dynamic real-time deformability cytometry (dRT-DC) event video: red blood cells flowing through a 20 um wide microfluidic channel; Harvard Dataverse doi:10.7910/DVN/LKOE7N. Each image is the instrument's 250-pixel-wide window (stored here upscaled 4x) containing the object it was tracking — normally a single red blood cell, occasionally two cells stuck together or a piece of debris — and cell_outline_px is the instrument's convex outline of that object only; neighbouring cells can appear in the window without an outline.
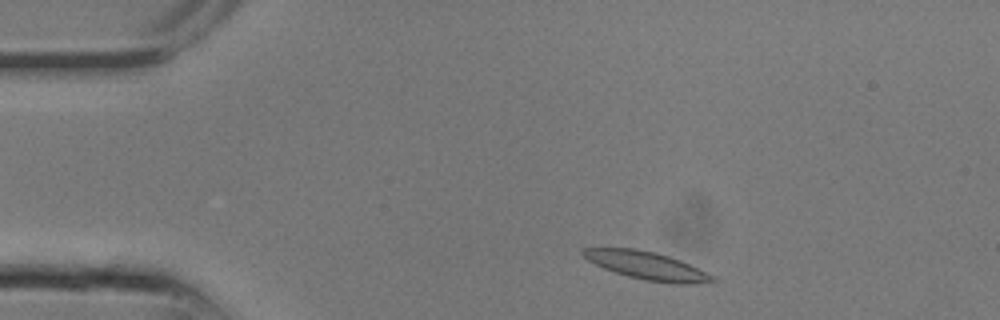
{"species": "common noctule bat (a hibernating species)", "species_latin": "Nyctalus noctula", "temperature_condition": "room temperature", "stored_images_in_passage": 10, "camera_frame_rate_fps": 3000, "um_per_image_px": 0.085, "animal": {"sex": "male", "body_mass_g": 13.3}, "frame": {"image": 1, "passage_image": 2, "time_ms": 0.333, "image_size_px": [1000, 320], "cell_outline_px": [[716, 280], [692, 284], [672, 284], [644, 280], [628, 276], [604, 268], [588, 260], [580, 252], [584, 248], [632, 248], [656, 252], [680, 260], [712, 276]], "centroid_in_image_um": [54.94, 22.57], "position_along_channel_um": 30.1, "area_um2": 20.63}}
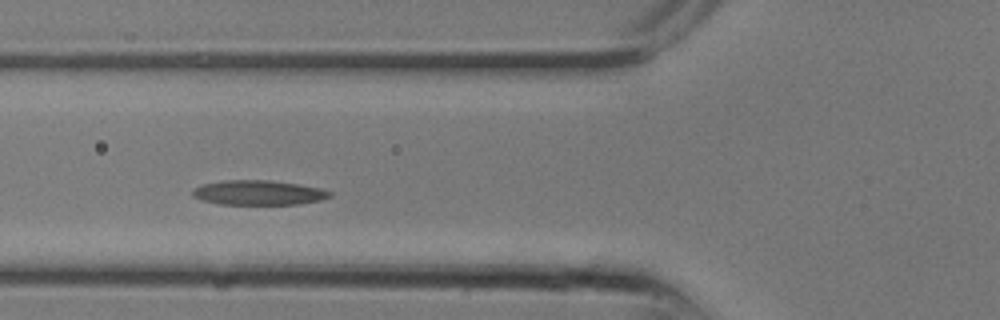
{"frame": {"image": 2, "passage_image": 7, "time_ms": 2.0, "image_size_px": [1000, 320], "cell_outline_px": [[332, 196], [320, 200], [300, 204], [220, 204], [204, 200], [192, 196], [192, 192], [196, 188], [204, 184], [224, 180], [268, 180], [296, 184], [320, 188], [332, 192]], "centroid_in_image_um": [22.0, 16.38], "position_along_channel_um": 103.8, "area_um2": 19.48}}
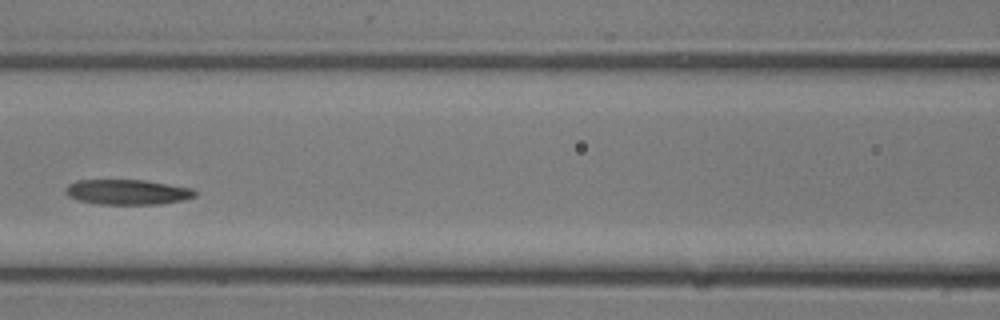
{"frame": {"image": 3, "passage_image": 9, "time_ms": 2.667, "image_size_px": [1000, 320], "cell_outline_px": [[196, 196], [184, 200], [160, 204], [96, 204], [80, 200], [68, 196], [64, 192], [64, 188], [68, 184], [76, 180], [144, 180], [192, 188], [196, 192]], "centroid_in_image_um": [10.81, 16.32], "position_along_channel_um": 155.8, "area_um2": 19.02}}